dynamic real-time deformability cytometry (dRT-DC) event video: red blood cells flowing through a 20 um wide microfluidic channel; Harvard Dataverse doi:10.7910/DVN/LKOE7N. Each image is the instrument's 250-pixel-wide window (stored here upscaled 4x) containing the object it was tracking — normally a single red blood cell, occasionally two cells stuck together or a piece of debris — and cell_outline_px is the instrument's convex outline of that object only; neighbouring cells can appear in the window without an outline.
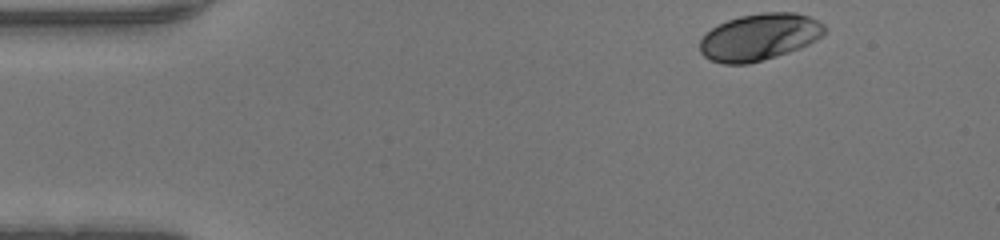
{"species": "human", "species_latin": "Homo sapiens", "temperature_condition": "warm", "stored_images_in_passage": 42, "camera_frame_rate_fps": 3000, "um_per_image_px": 0.085, "donor": {"sex": "male"}, "frame": {"image": 1, "passage_image": 1, "time_ms": 0.0, "image_size_px": [1000, 240], "cell_outline_px": [[828, 28], [816, 40], [800, 48], [788, 52], [748, 64], [724, 64], [712, 60], [704, 56], [700, 52], [700, 40], [712, 28], [728, 20], [740, 16], [760, 12], [796, 12], [808, 16], [824, 24]], "centroid_in_image_um": [64.56, 3.14], "position_along_channel_um": 20.4, "area_um2": 33.81}}
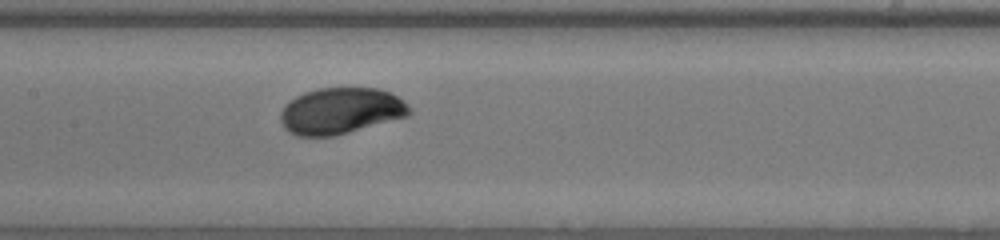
{"frame": {"image": 2, "passage_image": 18, "time_ms": 5.667, "image_size_px": [1000, 240], "cell_outline_px": [[412, 112], [408, 116], [348, 132], [332, 136], [296, 136], [288, 132], [284, 128], [280, 120], [280, 112], [284, 104], [296, 96], [304, 92], [320, 88], [376, 88], [388, 92], [396, 96], [408, 104], [412, 108]], "centroid_in_image_um": [28.93, 9.43], "position_along_channel_um": 178.5, "area_um2": 34.8}}
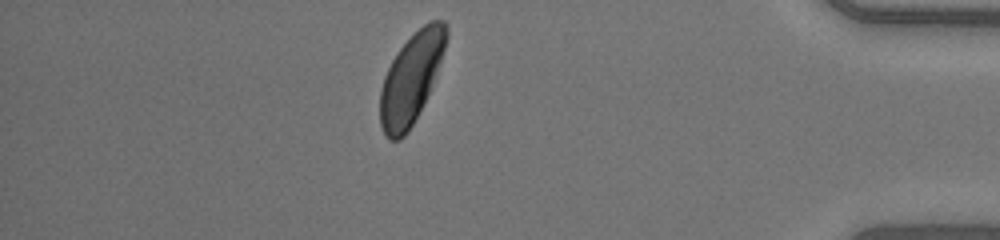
{"frame": {"image": 3, "passage_image": 36, "time_ms": 11.667, "image_size_px": [1000, 240], "cell_outline_px": [[448, 36], [440, 60], [428, 92], [408, 132], [400, 140], [388, 140], [384, 136], [380, 124], [380, 88], [384, 76], [392, 60], [400, 48], [428, 20], [444, 20], [448, 24]], "centroid_in_image_um": [34.92, 6.67], "position_along_channel_um": 400.3, "area_um2": 34.04}}